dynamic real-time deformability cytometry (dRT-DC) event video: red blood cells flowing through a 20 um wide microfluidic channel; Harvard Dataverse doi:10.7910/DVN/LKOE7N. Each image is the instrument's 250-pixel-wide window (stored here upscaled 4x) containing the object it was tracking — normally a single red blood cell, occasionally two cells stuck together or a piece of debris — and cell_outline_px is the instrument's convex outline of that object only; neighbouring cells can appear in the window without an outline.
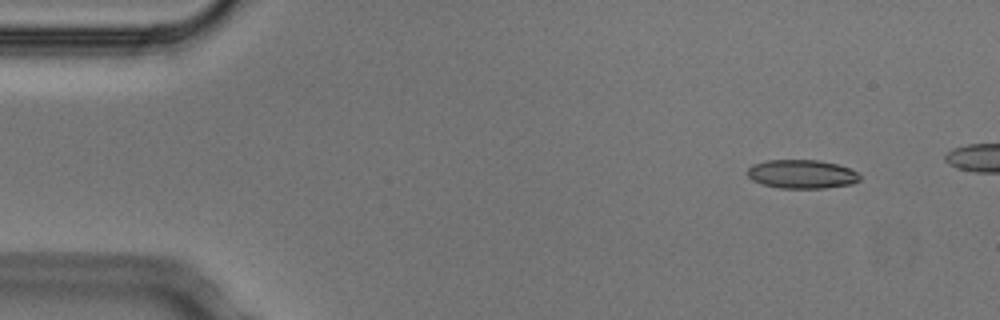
{"species": "Egyptian fruit bat (a non-hibernating species)", "species_latin": "Rousettus aegyptiacus", "temperature_condition": "cold", "stored_images_in_passage": 4, "camera_frame_rate_fps": 3000, "um_per_image_px": 0.085, "animal": {"sex": "male"}, "frame": {"image": 1, "passage_image": 1, "time_ms": 0.0, "image_size_px": [1000, 320], "cell_outline_px": [[860, 180], [852, 184], [824, 188], [780, 188], [760, 184], [752, 180], [748, 176], [748, 168], [752, 164], [768, 160], [820, 160], [852, 168], [860, 176]], "centroid_in_image_um": [68.15, 14.8], "position_along_channel_um": 16.8, "area_um2": 18.96}}